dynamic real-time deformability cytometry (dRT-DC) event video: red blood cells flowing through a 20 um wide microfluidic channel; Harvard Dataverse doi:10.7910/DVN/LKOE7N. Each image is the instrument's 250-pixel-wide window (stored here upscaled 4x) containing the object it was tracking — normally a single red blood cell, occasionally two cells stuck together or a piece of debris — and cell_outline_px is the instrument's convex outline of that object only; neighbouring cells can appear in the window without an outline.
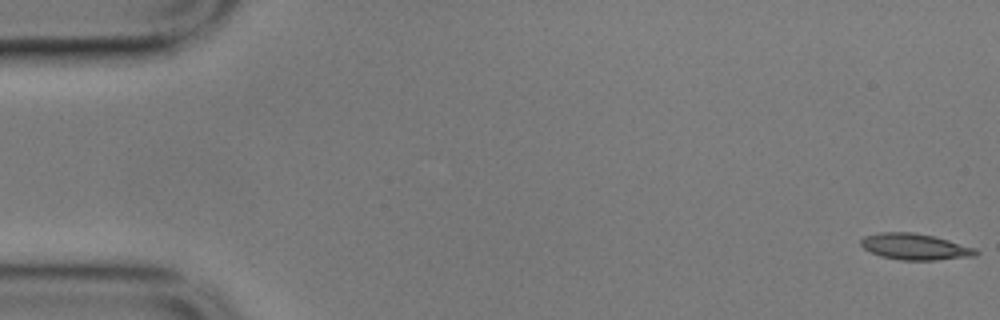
{"species": "common noctule bat (a hibernating species)", "species_latin": "Nyctalus noctula", "temperature_condition": "cold", "stored_images_in_passage": 57, "camera_frame_rate_fps": 3000, "um_per_image_px": 0.085, "animal": {"sex": "male", "body_mass_g": 17.9}, "frame": {"image": 1, "passage_image": 1, "time_ms": 0.0, "image_size_px": [1000, 320], "cell_outline_px": [[980, 252], [976, 256], [936, 260], [900, 260], [880, 256], [864, 248], [860, 244], [860, 240], [864, 236], [880, 232], [912, 232], [932, 236], [948, 240], [976, 248]], "centroid_in_image_um": [77.78, 20.97], "position_along_channel_um": 7.2, "area_um2": 17.57}}
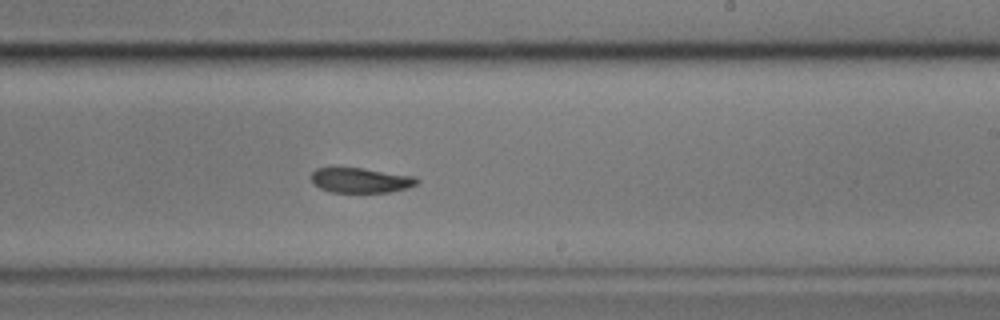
{"frame": {"image": 2, "passage_image": 34, "time_ms": 11.0, "image_size_px": [1000, 320], "cell_outline_px": [[420, 180], [416, 184], [408, 188], [388, 192], [332, 192], [320, 188], [312, 184], [312, 172], [316, 168], [364, 168], [416, 176]], "centroid_in_image_um": [30.68, 15.32], "position_along_channel_um": 258.3, "area_um2": 15.43}}
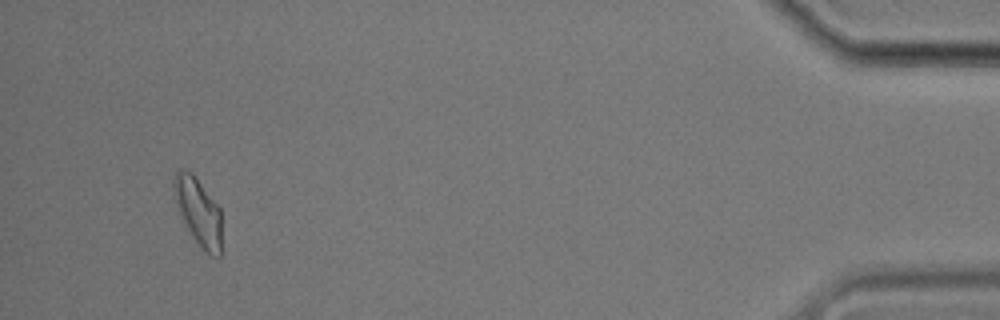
{"frame": {"image": 3, "passage_image": 54, "time_ms": 17.667, "image_size_px": [1000, 320], "cell_outline_px": [[220, 256], [212, 256], [192, 236], [176, 204], [172, 184], [172, 180], [176, 172], [180, 168], [192, 172], [196, 176], [220, 208]], "centroid_in_image_um": [16.83, 17.89], "position_along_channel_um": 418.4, "area_um2": 18.32}, "authors_computed_cell_mechanics": {"area_um2": 17.1666, "velocity_mm_per_s": 3.4924, "shape_relaxation_time_tau1_ms": 4.433, "shape_relaxation_time_tau2_ms": 4.1622, "deformation_change_tau1": 0.1057, "deformation_change_tau2": 0.0776}}